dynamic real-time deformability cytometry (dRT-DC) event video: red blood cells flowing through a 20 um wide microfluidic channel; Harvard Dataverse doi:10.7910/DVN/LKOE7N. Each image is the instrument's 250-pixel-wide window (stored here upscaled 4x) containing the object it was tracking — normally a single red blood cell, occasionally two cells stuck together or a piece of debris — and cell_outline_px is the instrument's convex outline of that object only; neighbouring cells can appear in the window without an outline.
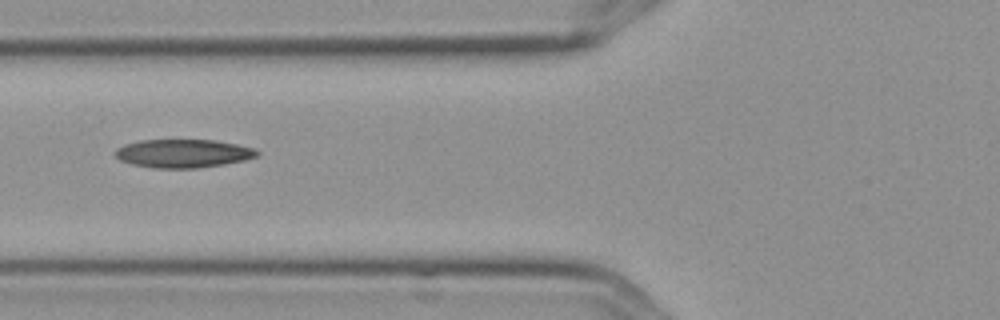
{"species": "Egyptian fruit bat (a non-hibernating species)", "species_latin": "Rousettus aegyptiacus", "temperature_condition": "cold", "stored_images_in_passage": 9, "camera_frame_rate_fps": 3000, "um_per_image_px": 0.085, "frame": {"image": 1, "passage_image": 8, "time_ms": 2.333, "image_size_px": [1000, 320], "cell_outline_px": [[260, 152], [256, 156], [244, 160], [196, 168], [152, 168], [132, 164], [120, 160], [112, 152], [116, 148], [124, 144], [140, 140], [216, 140], [256, 148]], "centroid_in_image_um": [15.53, 13.03], "position_along_channel_um": 110.3, "area_um2": 23.47}}
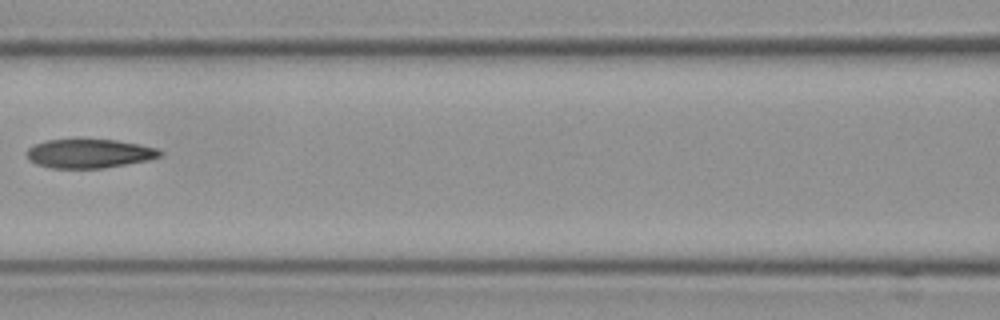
{"frame": {"image": 2, "passage_image": 9, "time_ms": 2.667, "image_size_px": [1000, 320], "cell_outline_px": [[164, 152], [160, 156], [148, 160], [104, 168], [52, 168], [36, 164], [28, 160], [24, 152], [28, 148], [36, 144], [48, 140], [76, 136], [116, 140], [140, 144], [156, 148]], "centroid_in_image_um": [7.54, 13.0], "position_along_channel_um": 159.1, "area_um2": 23.41}}